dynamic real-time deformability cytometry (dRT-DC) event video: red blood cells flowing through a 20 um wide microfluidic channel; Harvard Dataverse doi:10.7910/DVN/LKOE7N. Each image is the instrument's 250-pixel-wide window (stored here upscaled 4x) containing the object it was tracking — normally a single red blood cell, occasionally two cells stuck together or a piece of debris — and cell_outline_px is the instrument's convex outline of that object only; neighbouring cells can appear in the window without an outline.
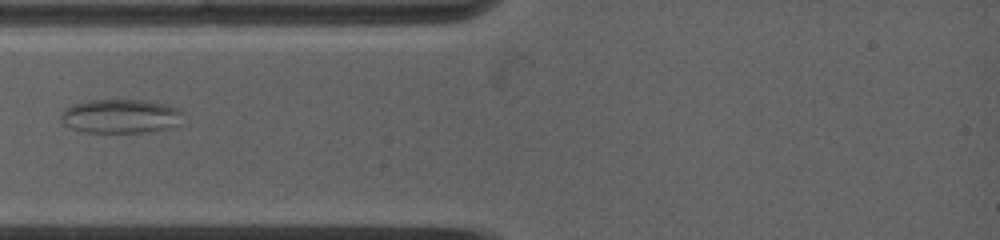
{"species": "common noctule bat (a hibernating species)", "species_latin": "Nyctalus noctula", "temperature_condition": "warm", "stored_images_in_passage": 4, "camera_frame_rate_fps": 5000, "um_per_image_px": 0.085, "animal": {"sex": "female", "body_mass_g": 19.0, "forearm_length_mm": 53.3}, "frame": {"image": 1, "passage_image": 3, "time_ms": 2.4, "image_size_px": [1000, 240], "cell_outline_px": [[180, 112], [176, 124], [168, 128], [148, 132], [88, 132], [72, 128], [64, 124], [60, 116], [64, 108], [72, 104], [88, 100], [144, 100], [164, 104], [176, 108]], "centroid_in_image_um": [10.16, 9.87], "position_along_channel_um": 74.8, "area_um2": 23.76}}
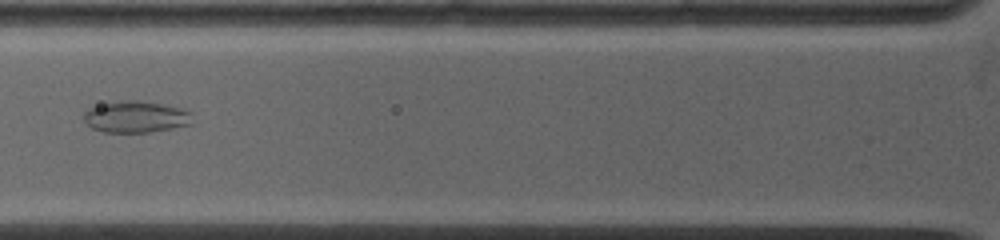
{"frame": {"image": 2, "passage_image": 4, "time_ms": 3.4, "image_size_px": [1000, 240], "cell_outline_px": [[192, 124], [172, 128], [148, 132], [104, 132], [92, 128], [84, 120], [84, 112], [88, 108], [100, 104], [120, 100], [140, 100], [180, 108], [192, 112]], "centroid_in_image_um": [11.54, 9.92], "position_along_channel_um": 114.3, "area_um2": 20.0}}